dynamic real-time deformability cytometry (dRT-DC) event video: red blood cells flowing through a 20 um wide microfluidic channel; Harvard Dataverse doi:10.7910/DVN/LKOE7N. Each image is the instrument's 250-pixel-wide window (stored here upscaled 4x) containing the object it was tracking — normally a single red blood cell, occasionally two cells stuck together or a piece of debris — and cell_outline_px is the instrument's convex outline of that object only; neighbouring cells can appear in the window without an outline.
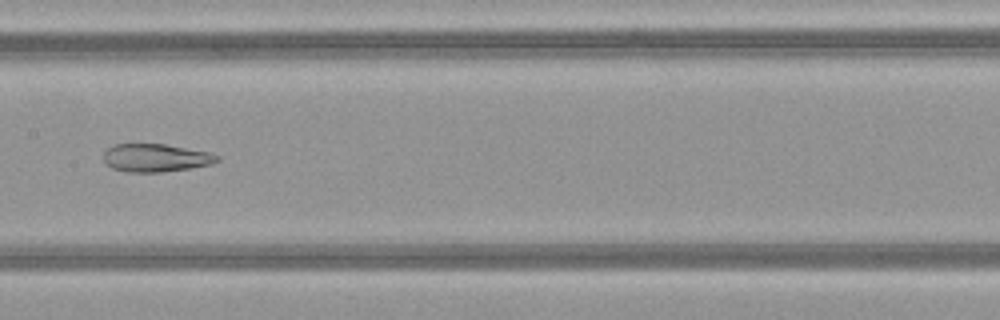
{"species": "common noctule bat (a hibernating species)", "species_latin": "Nyctalus noctula", "temperature_condition": "warm", "stored_images_in_passage": 49, "camera_frame_rate_fps": 3000, "um_per_image_px": 0.085, "animal": {"sex": "female", "body_mass_g": 21.9}, "frame": {"image": 1, "passage_image": 25, "time_ms": 8.0, "image_size_px": [1000, 320], "cell_outline_px": [[220, 160], [212, 164], [192, 168], [160, 172], [128, 172], [112, 168], [104, 164], [104, 152], [112, 144], [164, 144], [212, 152], [220, 156]], "centroid_in_image_um": [13.26, 13.41], "position_along_channel_um": 194.1, "area_um2": 18.79}}
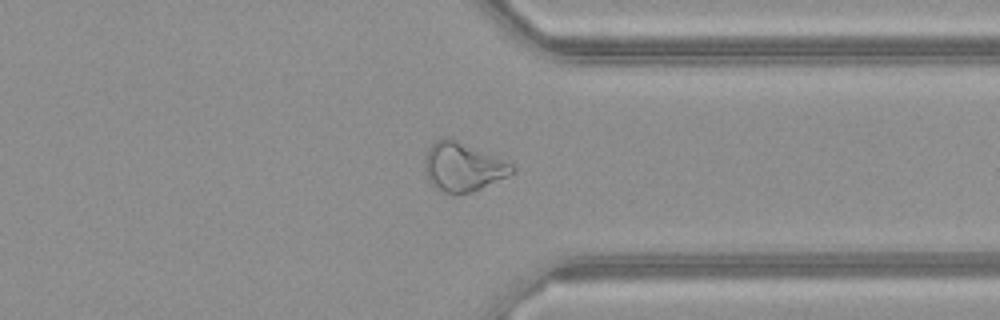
{"frame": {"image": 2, "passage_image": 38, "time_ms": 12.333, "image_size_px": [1000, 320], "cell_outline_px": [[516, 172], [472, 192], [452, 196], [436, 188], [432, 184], [424, 168], [424, 160], [428, 148], [436, 140], [444, 136], [448, 136], [504, 160], [512, 164], [516, 168]], "centroid_in_image_um": [39.33, 14.19], "position_along_channel_um": 372.1, "area_um2": 24.91}}
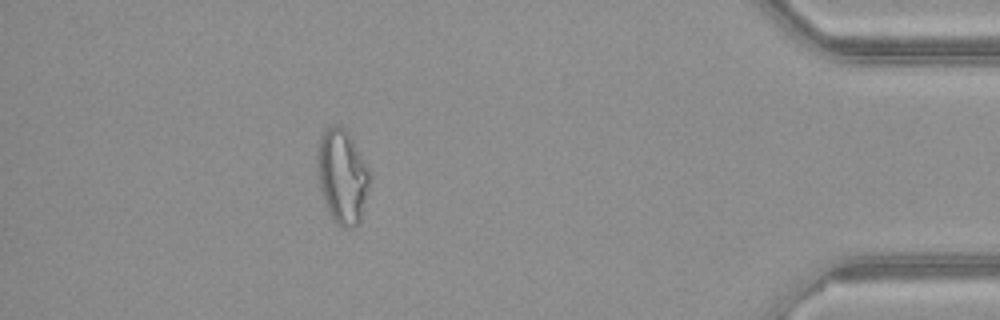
{"frame": {"image": 3, "passage_image": 44, "time_ms": 14.333, "image_size_px": [1000, 320], "cell_outline_px": [[372, 172], [360, 220], [356, 228], [344, 228], [336, 224], [332, 220], [328, 212], [320, 188], [316, 168], [316, 152], [320, 136], [324, 128], [328, 124], [340, 124], [348, 132]], "centroid_in_image_um": [29.07, 14.95], "position_along_channel_um": 406.1, "area_um2": 29.54}, "authors_computed_cell_mechanics": {"area_um2": 27.1082, "velocity_mm_per_s": 4.1476, "shape_relaxation_time_tau1_ms": null, "shape_relaxation_time_tau2_ms": 2.8038, "deformation_change_tau1": null, "deformation_change_tau2": 0.0943}}